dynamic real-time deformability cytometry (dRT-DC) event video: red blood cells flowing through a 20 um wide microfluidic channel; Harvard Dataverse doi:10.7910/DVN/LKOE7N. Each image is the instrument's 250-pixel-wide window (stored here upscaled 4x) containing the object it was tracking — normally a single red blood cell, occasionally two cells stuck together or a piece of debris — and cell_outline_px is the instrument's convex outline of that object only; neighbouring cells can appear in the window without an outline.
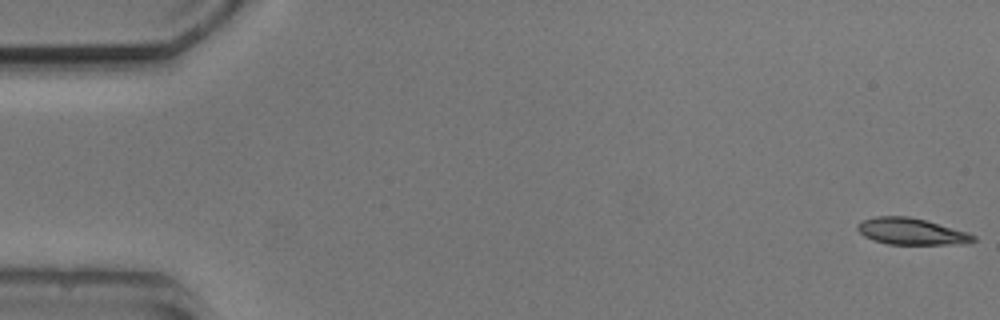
{"species": "common noctule bat (a hibernating species)", "species_latin": "Nyctalus noctula", "temperature_condition": "cold", "stored_images_in_passage": 7, "camera_frame_rate_fps": 3000, "um_per_image_px": 0.085, "animal": {"sex": "male", "body_mass_g": 20.5, "forearm_length_mm": 52.5}, "frame": {"image": 1, "passage_image": 1, "time_ms": 0.0, "image_size_px": [1000, 320], "cell_outline_px": [[976, 240], [964, 244], [888, 244], [872, 240], [864, 236], [856, 228], [856, 224], [860, 220], [876, 216], [908, 216], [924, 220], [968, 232], [976, 236]], "centroid_in_image_um": [77.43, 19.67], "position_along_channel_um": 7.6, "area_um2": 17.98}}
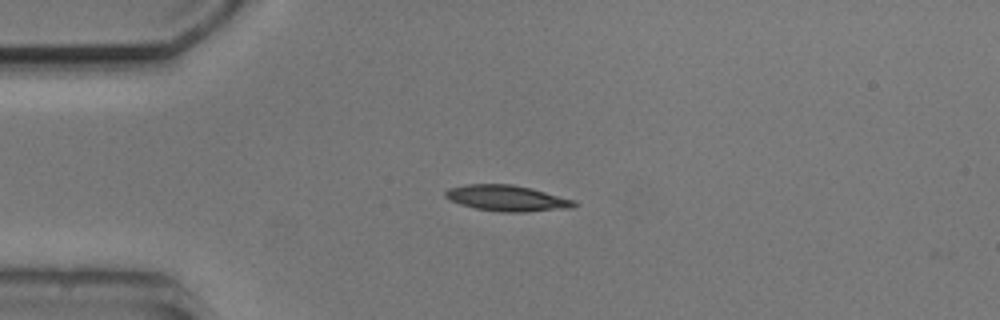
{"frame": {"image": 2, "passage_image": 3, "time_ms": 4.0, "image_size_px": [1000, 320], "cell_outline_px": [[580, 204], [572, 208], [528, 212], [500, 212], [476, 208], [460, 204], [444, 196], [444, 192], [448, 188], [464, 184], [512, 184], [532, 188], [576, 200]], "centroid_in_image_um": [43.15, 16.84], "position_along_channel_um": 41.9, "area_um2": 19.71}}